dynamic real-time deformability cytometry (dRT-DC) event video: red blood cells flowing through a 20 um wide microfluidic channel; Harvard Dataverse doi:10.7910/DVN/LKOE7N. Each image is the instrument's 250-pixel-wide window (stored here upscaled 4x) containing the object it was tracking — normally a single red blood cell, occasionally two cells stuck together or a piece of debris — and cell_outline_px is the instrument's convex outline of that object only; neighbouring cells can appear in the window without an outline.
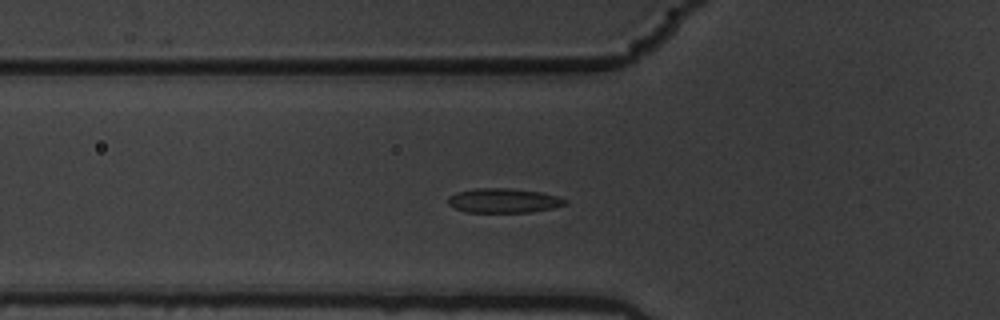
{"species": "common noctule bat (a hibernating species)", "species_latin": "Nyctalus noctula", "temperature_condition": "warm", "stored_images_in_passage": 53, "camera_frame_rate_fps": 3000, "um_per_image_px": 0.085, "animal": {"sex": "male", "body_mass_g": 19.5, "forearm_length_mm": 54.6}, "frame": {"image": 1, "passage_image": 16, "time_ms": 5.0, "image_size_px": [1000, 320], "cell_outline_px": [[568, 204], [552, 208], [532, 212], [464, 212], [448, 204], [448, 200], [456, 192], [476, 188], [508, 188], [540, 192], [556, 196], [568, 200]], "centroid_in_image_um": [42.83, 17.05], "position_along_channel_um": 83.0, "area_um2": 16.59}}
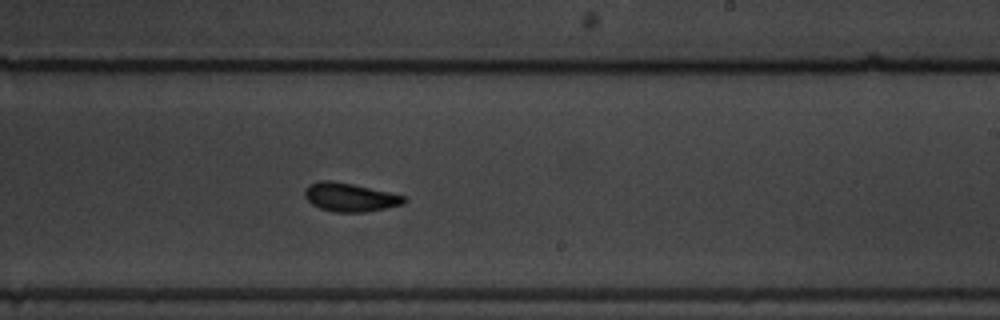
{"frame": {"image": 2, "passage_image": 31, "time_ms": 10.0, "image_size_px": [1000, 320], "cell_outline_px": [[408, 200], [404, 204], [368, 212], [332, 212], [320, 208], [312, 204], [304, 196], [304, 192], [308, 184], [320, 180], [328, 180], [352, 184], [388, 192], [404, 196]], "centroid_in_image_um": [29.73, 16.77], "position_along_channel_um": 259.3, "area_um2": 16.53}}
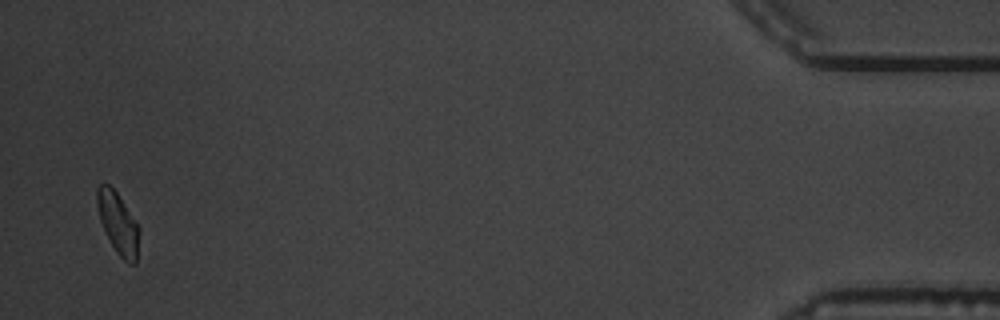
{"frame": {"image": 3, "passage_image": 52, "time_ms": 17.0, "image_size_px": [1000, 320], "cell_outline_px": [[140, 232], [136, 264], [128, 264], [116, 252], [100, 220], [96, 204], [96, 188], [100, 184], [108, 184], [116, 192], [140, 228]], "centroid_in_image_um": [10.04, 18.99], "position_along_channel_um": 425.2, "area_um2": 14.91}, "authors_computed_cell_mechanics": {"area_um2": 16.1262, "velocity_mm_per_s": 3.5187, "shape_relaxation_time_tau1_ms": 4.7796, "shape_relaxation_time_tau2_ms": 2.317, "deformation_change_tau1": 0.1251, "deformation_change_tau2": 0.0588}}